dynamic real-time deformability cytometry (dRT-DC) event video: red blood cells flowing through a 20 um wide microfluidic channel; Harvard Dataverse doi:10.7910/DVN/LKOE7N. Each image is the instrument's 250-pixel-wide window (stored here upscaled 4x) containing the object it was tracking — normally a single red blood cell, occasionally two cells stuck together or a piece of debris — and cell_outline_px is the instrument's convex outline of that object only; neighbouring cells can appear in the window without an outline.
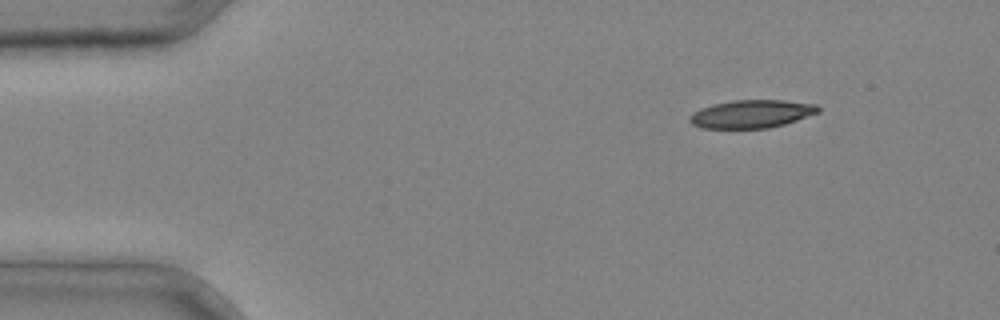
{"species": "common noctule bat (a hibernating species)", "species_latin": "Nyctalus noctula", "temperature_condition": "cold", "stored_images_in_passage": 4, "camera_frame_rate_fps": 3000, "um_per_image_px": 0.085, "animal": {"sex": "male", "body_mass_g": 20.4}, "frame": {"image": 1, "passage_image": 1, "time_ms": 0.0, "image_size_px": [1000, 320], "cell_outline_px": [[820, 112], [784, 124], [768, 128], [700, 128], [692, 124], [688, 120], [688, 116], [692, 112], [700, 108], [712, 104], [732, 100], [784, 100], [816, 104], [820, 108]], "centroid_in_image_um": [63.84, 9.68], "position_along_channel_um": 21.2, "area_um2": 21.15}}
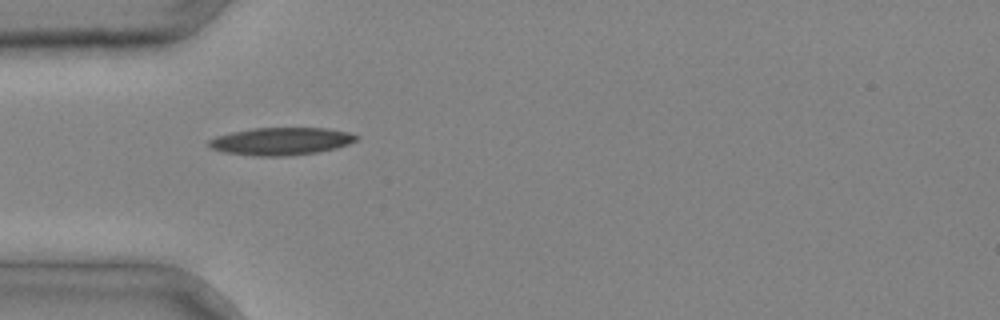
{"frame": {"image": 2, "passage_image": 3, "time_ms": 0.667, "image_size_px": [1000, 320], "cell_outline_px": [[360, 136], [356, 140], [348, 144], [336, 148], [316, 152], [288, 156], [252, 156], [224, 152], [212, 148], [208, 144], [208, 140], [216, 136], [232, 132], [252, 128], [328, 128], [348, 132]], "centroid_in_image_um": [23.89, 12.0], "position_along_channel_um": 61.1, "area_um2": 23.7}}